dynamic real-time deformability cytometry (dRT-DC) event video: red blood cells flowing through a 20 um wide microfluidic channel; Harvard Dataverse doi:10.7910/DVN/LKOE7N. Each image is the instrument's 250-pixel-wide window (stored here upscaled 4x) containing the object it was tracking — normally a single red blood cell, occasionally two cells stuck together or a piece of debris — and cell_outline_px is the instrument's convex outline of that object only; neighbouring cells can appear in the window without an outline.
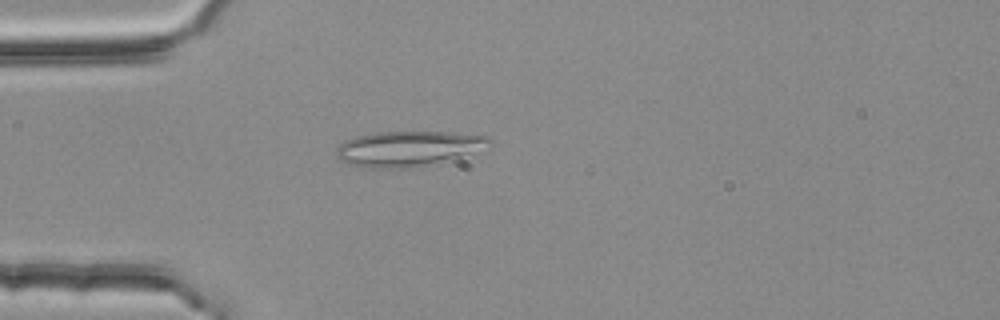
{"species": "common noctule bat (a hibernating species)", "species_latin": "Nyctalus noctula", "temperature_condition": "room temperature", "stored_images_in_passage": 31, "camera_frame_rate_fps": 3000, "um_per_image_px": 0.085, "animal": {"sex": "female", "body_mass_g": 25.1}, "frame": {"image": 1, "passage_image": 2, "time_ms": 0.333, "image_size_px": [1000, 320], "cell_outline_px": [[492, 144], [468, 152], [416, 168], [368, 168], [348, 164], [340, 160], [336, 156], [336, 148], [344, 140], [356, 136], [376, 132], [448, 132], [484, 136], [492, 140]], "centroid_in_image_um": [34.54, 12.63], "position_along_channel_um": 50.5, "area_um2": 30.81}}
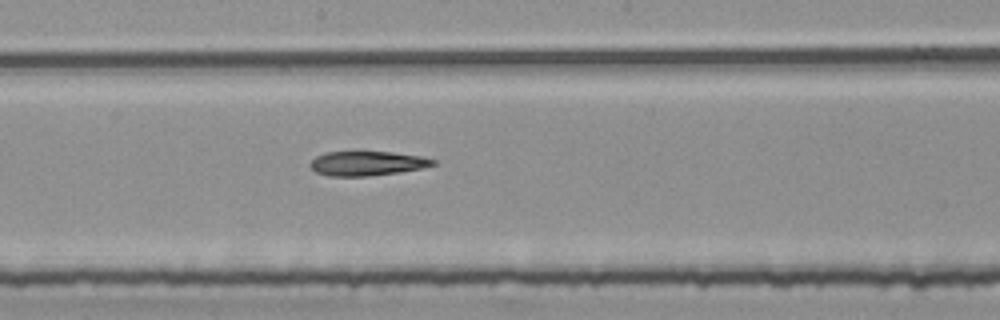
{"frame": {"image": 2, "passage_image": 16, "time_ms": 5.0, "image_size_px": [1000, 320], "cell_outline_px": [[436, 164], [420, 168], [396, 172], [368, 176], [328, 176], [316, 172], [308, 164], [316, 156], [328, 152], [392, 152], [424, 156], [436, 160]], "centroid_in_image_um": [31.2, 13.88], "position_along_channel_um": 217.0, "area_um2": 17.34}}
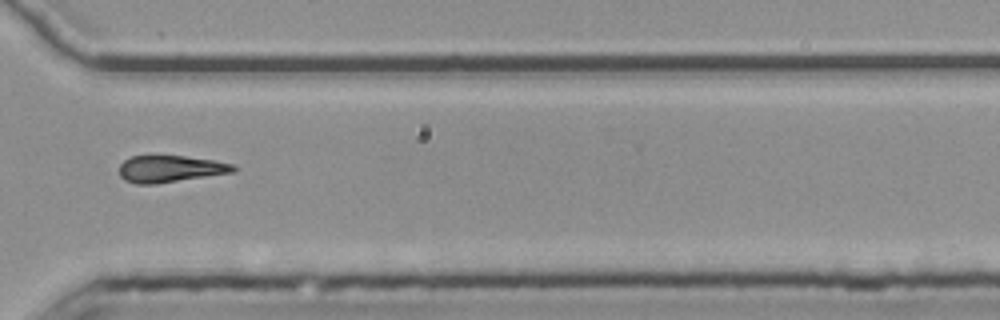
{"frame": {"image": 3, "passage_image": 27, "time_ms": 8.667, "image_size_px": [1000, 320], "cell_outline_px": [[236, 172], [156, 184], [136, 184], [124, 180], [120, 176], [120, 164], [124, 160], [132, 156], [184, 156], [212, 160], [232, 164], [236, 168]], "centroid_in_image_um": [14.46, 14.36], "position_along_channel_um": 356.1, "area_um2": 17.8}}